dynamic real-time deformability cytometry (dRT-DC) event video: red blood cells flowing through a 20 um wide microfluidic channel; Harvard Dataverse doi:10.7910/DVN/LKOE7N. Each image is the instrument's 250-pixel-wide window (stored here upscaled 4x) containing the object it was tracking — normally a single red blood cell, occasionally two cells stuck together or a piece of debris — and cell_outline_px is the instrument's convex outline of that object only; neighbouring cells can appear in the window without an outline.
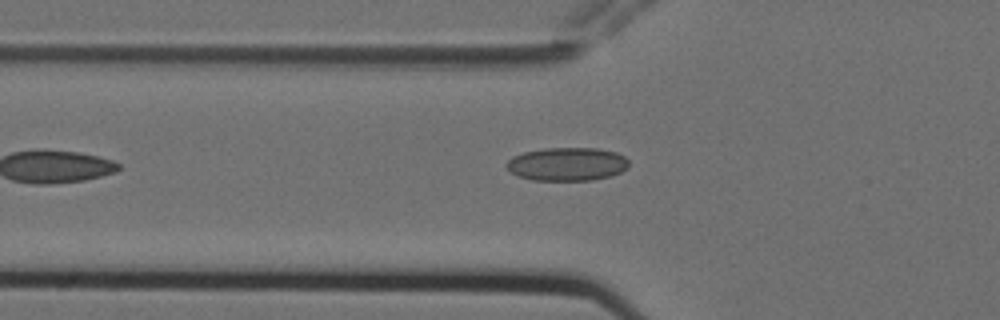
{"species": "Egyptian fruit bat (a non-hibernating species)", "species_latin": "Rousettus aegyptiacus", "temperature_condition": "cold", "stored_images_in_passage": 3, "camera_frame_rate_fps": 3000, "um_per_image_px": 0.085, "animal": {"sex": "female"}, "frame": {"image": 1, "passage_image": 3, "time_ms": 0.667, "image_size_px": [1000, 320], "cell_outline_px": [[628, 168], [612, 176], [592, 180], [532, 180], [516, 176], [508, 172], [504, 164], [512, 156], [524, 152], [544, 148], [596, 148], [616, 152], [624, 156], [628, 160]], "centroid_in_image_um": [48.16, 13.95], "position_along_channel_um": 77.6, "area_um2": 24.1}}